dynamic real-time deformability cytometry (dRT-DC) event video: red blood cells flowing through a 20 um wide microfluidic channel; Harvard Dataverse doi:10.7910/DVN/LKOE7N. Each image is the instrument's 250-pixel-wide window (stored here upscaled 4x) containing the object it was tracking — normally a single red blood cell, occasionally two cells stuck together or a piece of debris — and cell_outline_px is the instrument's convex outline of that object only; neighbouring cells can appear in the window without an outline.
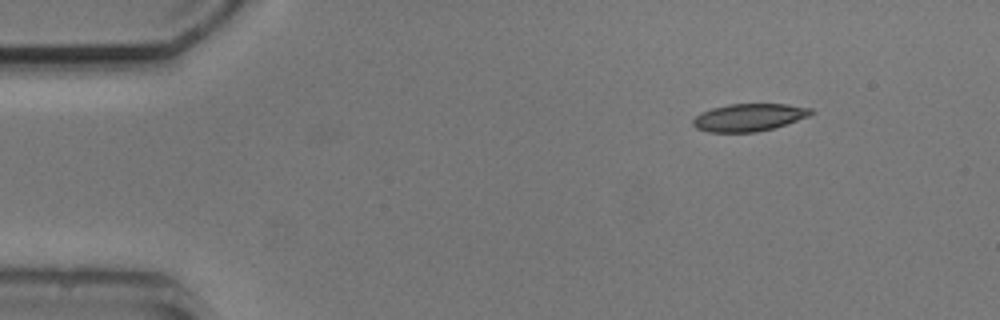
{"species": "common noctule bat (a hibernating species)", "species_latin": "Nyctalus noctula", "temperature_condition": "cold", "stored_images_in_passage": 4, "camera_frame_rate_fps": 3000, "um_per_image_px": 0.085, "animal": {"sex": "male", "body_mass_g": 20.5, "forearm_length_mm": 52.5}, "frame": {"image": 1, "passage_image": 1, "time_ms": 0.0, "image_size_px": [1000, 320], "cell_outline_px": [[816, 112], [808, 116], [772, 128], [756, 132], [708, 132], [696, 128], [692, 124], [692, 120], [696, 116], [712, 108], [728, 104], [788, 104], [812, 108]], "centroid_in_image_um": [63.66, 9.97], "position_along_channel_um": 21.3, "area_um2": 18.79}}
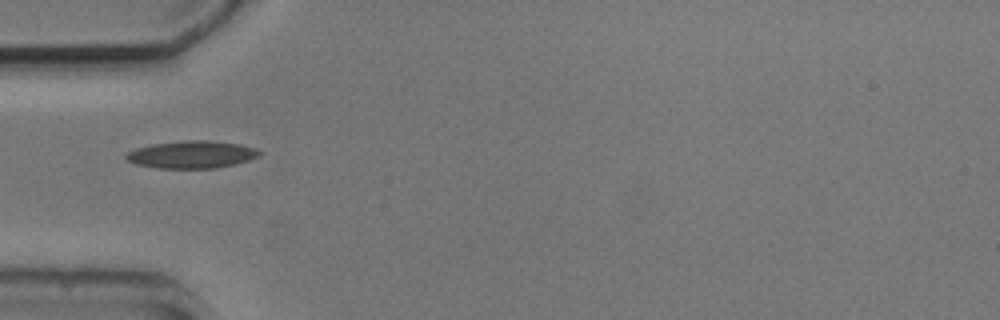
{"frame": {"image": 2, "passage_image": 4, "time_ms": 3.333, "image_size_px": [1000, 320], "cell_outline_px": [[264, 152], [260, 156], [236, 164], [216, 168], [156, 168], [136, 164], [128, 160], [124, 156], [128, 152], [136, 148], [152, 144], [184, 140], [212, 140], [240, 144], [256, 148]], "centroid_in_image_um": [16.34, 13.13], "position_along_channel_um": 68.7, "area_um2": 21.5}}